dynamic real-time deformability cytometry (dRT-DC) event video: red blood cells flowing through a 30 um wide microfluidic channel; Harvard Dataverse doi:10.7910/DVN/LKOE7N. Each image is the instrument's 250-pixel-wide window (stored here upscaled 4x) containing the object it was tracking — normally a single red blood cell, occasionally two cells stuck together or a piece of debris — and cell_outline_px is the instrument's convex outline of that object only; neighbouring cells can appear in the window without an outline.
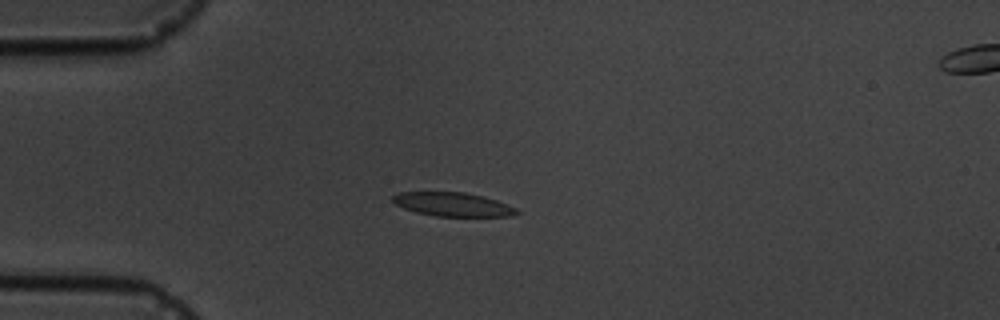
{"species": "common noctule bat (a hibernating species)", "species_latin": "Nyctalus noctula", "temperature_condition": "cold", "stored_images_in_passage": 13, "camera_frame_rate_fps": 3000, "um_per_image_px": 0.085, "animal": {"sex": "male", "body_mass_g": 19.5, "forearm_length_mm": 54.6}, "frame": {"image": 1, "passage_image": 4, "time_ms": 3.333, "image_size_px": [1000, 320], "cell_outline_px": [[520, 212], [512, 216], [436, 216], [416, 212], [404, 208], [396, 204], [392, 200], [392, 196], [400, 192], [464, 192], [496, 200], [508, 204], [516, 208]], "centroid_in_image_um": [38.49, 17.37], "position_along_channel_um": 46.5, "area_um2": 17.05}}
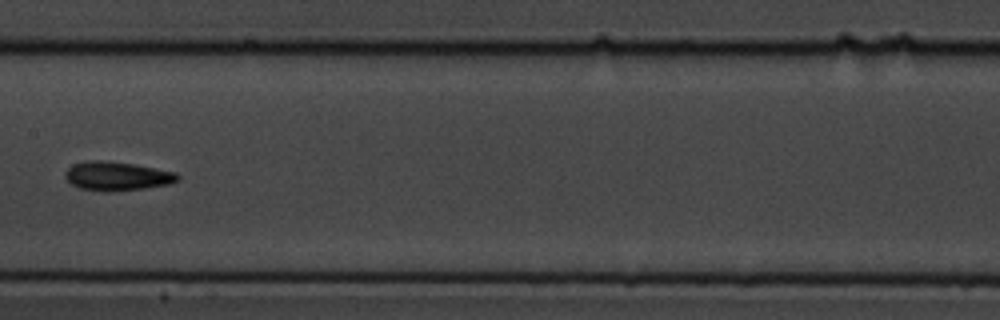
{"frame": {"image": 2, "passage_image": 8, "time_ms": 8.0, "image_size_px": [1000, 320], "cell_outline_px": [[180, 180], [168, 184], [144, 188], [108, 192], [104, 192], [80, 188], [72, 184], [64, 176], [64, 172], [72, 164], [88, 160], [96, 160], [132, 164], [176, 172], [180, 176]], "centroid_in_image_um": [9.93, 14.97], "position_along_channel_um": 197.5, "area_um2": 18.84}}
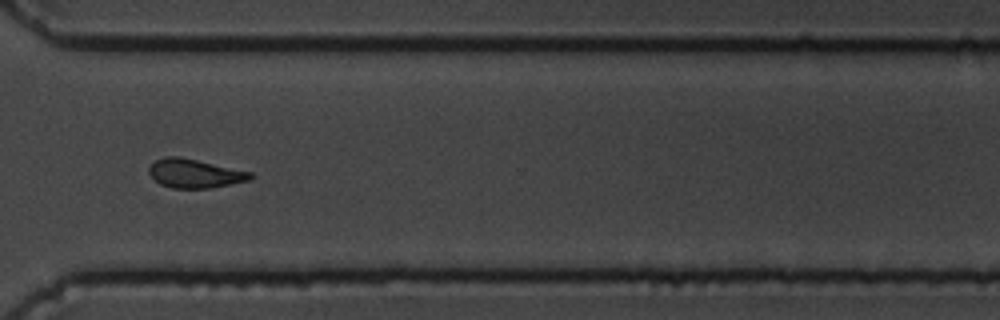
{"frame": {"image": 3, "passage_image": 12, "time_ms": 12.333, "image_size_px": [1000, 320], "cell_outline_px": [[252, 180], [212, 188], [172, 188], [160, 184], [148, 172], [148, 168], [156, 160], [164, 156], [180, 156], [252, 172]], "centroid_in_image_um": [16.57, 14.74], "position_along_channel_um": 354.0, "area_um2": 17.11}, "authors_computed_cell_mechanics": {"area_um2": 17.3978, "velocity_mm_per_s": 3.6257, "shape_relaxation_time_tau1_ms": 3.0849, "shape_relaxation_time_tau2_ms": 2.7155, "deformation_change_tau1": 0.121, "deformation_change_tau2": 0.0862}}